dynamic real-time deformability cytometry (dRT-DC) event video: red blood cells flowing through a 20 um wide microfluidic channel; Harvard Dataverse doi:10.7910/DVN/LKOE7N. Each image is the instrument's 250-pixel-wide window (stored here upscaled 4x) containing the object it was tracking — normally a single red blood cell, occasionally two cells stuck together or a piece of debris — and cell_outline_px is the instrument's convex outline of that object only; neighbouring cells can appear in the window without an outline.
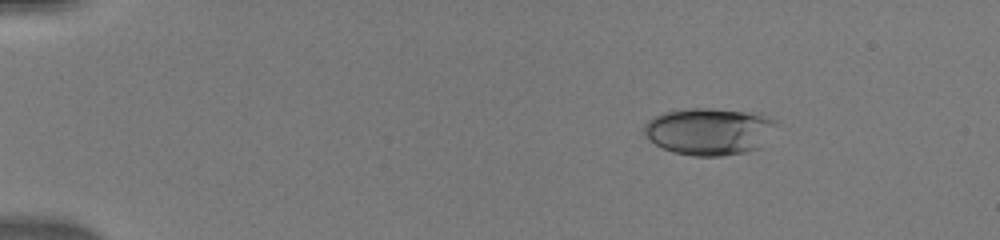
{"species": "human", "species_latin": "Homo sapiens", "temperature_condition": "warm", "stored_images_in_passage": 49, "camera_frame_rate_fps": 3000, "um_per_image_px": 0.085, "donor": {"sex": "male"}, "frame": {"image": 1, "passage_image": 7, "time_ms": 2.0, "image_size_px": [1000, 240], "cell_outline_px": [[776, 124], [760, 148], [744, 152], [720, 156], [692, 156], [672, 152], [648, 140], [644, 136], [644, 124], [648, 120], [664, 112], [688, 108], [712, 108], [760, 112], [772, 116], [776, 120]], "centroid_in_image_um": [60.29, 11.14], "position_along_channel_um": 24.7, "area_um2": 36.7}}
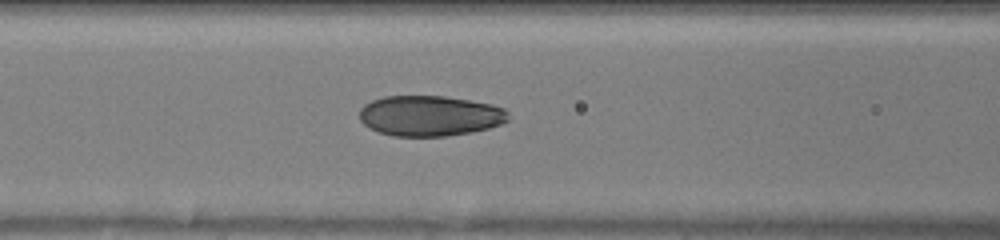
{"frame": {"image": 2, "passage_image": 22, "time_ms": 7.0, "image_size_px": [1000, 240], "cell_outline_px": [[508, 120], [500, 124], [488, 128], [472, 132], [444, 136], [392, 136], [368, 128], [360, 120], [360, 108], [364, 104], [372, 100], [384, 96], [444, 96], [492, 104], [504, 108], [508, 112]], "centroid_in_image_um": [36.52, 9.84], "position_along_channel_um": 130.1, "area_um2": 35.14}}
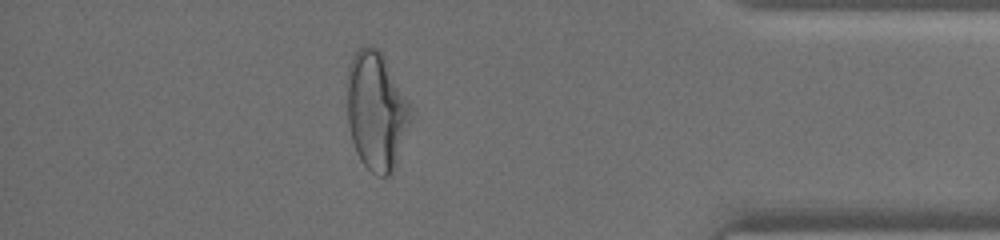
{"frame": {"image": 3, "passage_image": 44, "time_ms": 14.333, "image_size_px": [1000, 240], "cell_outline_px": [[416, 112], [392, 176], [380, 176], [372, 172], [360, 160], [356, 152], [352, 140], [348, 124], [344, 84], [348, 64], [352, 56], [364, 44], [376, 48], [384, 56]], "centroid_in_image_um": [32.0, 9.42], "position_along_channel_um": 403.2, "area_um2": 45.6}}